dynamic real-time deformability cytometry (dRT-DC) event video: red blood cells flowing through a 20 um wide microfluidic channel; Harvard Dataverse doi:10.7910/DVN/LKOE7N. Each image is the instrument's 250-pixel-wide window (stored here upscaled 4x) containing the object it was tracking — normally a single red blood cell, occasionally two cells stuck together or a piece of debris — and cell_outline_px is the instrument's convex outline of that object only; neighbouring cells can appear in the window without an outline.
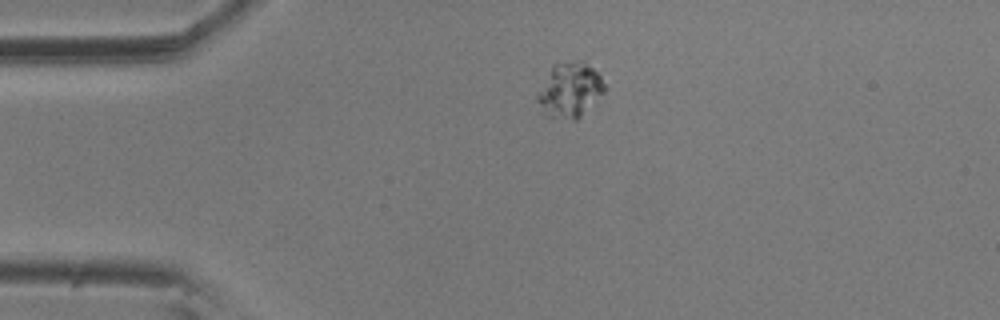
{"species": "common noctule bat (a hibernating species)", "species_latin": "Nyctalus noctula", "temperature_condition": "room temperature", "stored_images_in_passage": 3, "camera_frame_rate_fps": 3000, "um_per_image_px": 0.085, "animal": {"sex": "male", "body_mass_g": 20.5, "forearm_length_mm": 52.5}, "frame": {"image": 1, "passage_image": 1, "time_ms": 0.0, "image_size_px": [1000, 320], "cell_outline_px": [[604, 92], [576, 120], [572, 120], [544, 116], [540, 112], [536, 100], [536, 92], [552, 64], [580, 60], [584, 60], [600, 76], [604, 84]], "centroid_in_image_um": [48.35, 7.66], "position_along_channel_um": 36.6, "area_um2": 21.68}}